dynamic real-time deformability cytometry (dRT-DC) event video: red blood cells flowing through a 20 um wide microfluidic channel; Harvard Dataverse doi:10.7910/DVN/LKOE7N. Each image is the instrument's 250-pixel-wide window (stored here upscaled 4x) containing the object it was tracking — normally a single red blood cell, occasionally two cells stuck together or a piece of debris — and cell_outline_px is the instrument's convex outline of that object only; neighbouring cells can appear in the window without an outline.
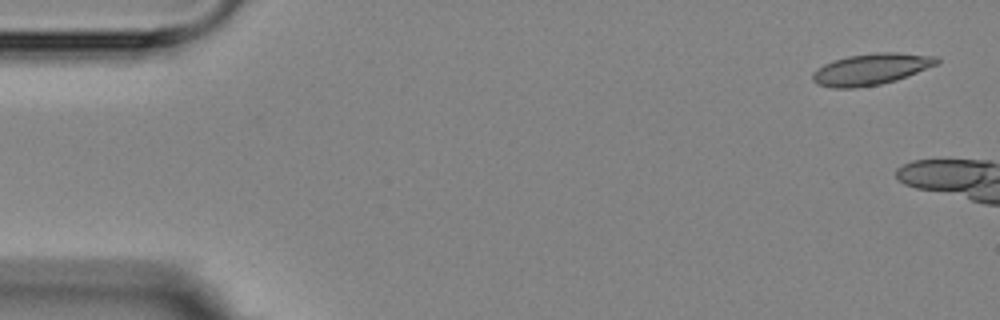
{"species": "Egyptian fruit bat (a non-hibernating species)", "species_latin": "Rousettus aegyptiacus", "temperature_condition": "room temperature", "stored_images_in_passage": 2, "segment_of_instrument_passage": [2, 2], "camera_frame_rate_fps": 3000, "um_per_image_px": 0.085, "animal": {"sex": "female"}, "frame": {"image": 1, "passage_image": 2, "time_ms": 1.333, "image_size_px": [1000, 320], "cell_outline_px": [[940, 60], [936, 64], [908, 76], [896, 80], [880, 84], [856, 88], [832, 88], [816, 84], [812, 80], [812, 72], [816, 68], [832, 60], [848, 56], [876, 52], [896, 52], [940, 56]], "centroid_in_image_um": [74.02, 5.87], "position_along_channel_um": 11.0, "area_um2": 22.95}}